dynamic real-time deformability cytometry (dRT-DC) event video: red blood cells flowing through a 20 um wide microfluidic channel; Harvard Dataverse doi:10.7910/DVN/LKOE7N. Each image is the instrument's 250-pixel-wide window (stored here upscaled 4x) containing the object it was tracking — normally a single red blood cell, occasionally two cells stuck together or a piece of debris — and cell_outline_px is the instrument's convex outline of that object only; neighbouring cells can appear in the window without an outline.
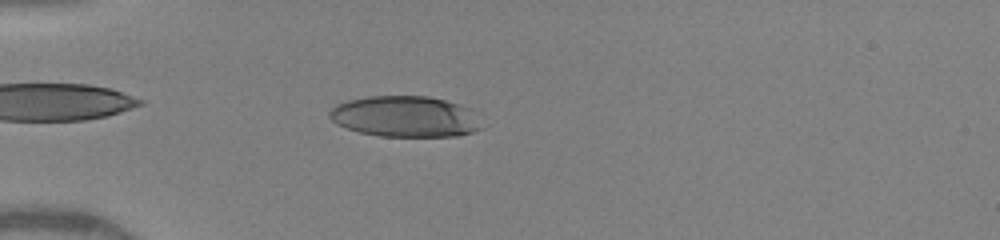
{"species": "human", "species_latin": "Homo sapiens", "temperature_condition": "warm", "stored_images_in_passage": 50, "camera_frame_rate_fps": 3000, "um_per_image_px": 0.085, "donor": {"sex": "female"}, "frame": {"image": 1, "passage_image": 15, "time_ms": 4.667, "image_size_px": [1000, 240], "cell_outline_px": [[480, 128], [472, 132], [456, 136], [380, 136], [360, 132], [336, 124], [328, 116], [328, 112], [336, 104], [348, 100], [368, 96], [428, 96], [460, 104], [468, 108]], "centroid_in_image_um": [34.35, 9.9], "position_along_channel_um": 50.7, "area_um2": 35.84}}
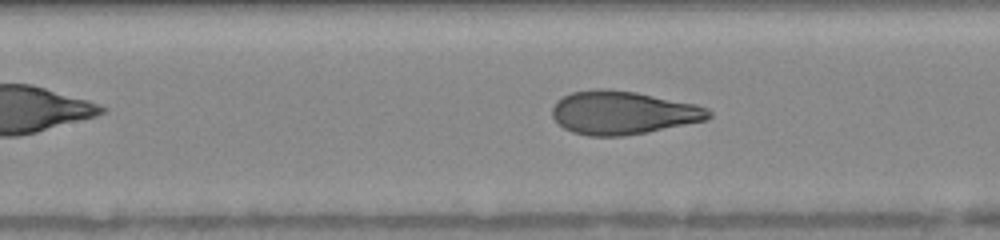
{"frame": {"image": 2, "passage_image": 24, "time_ms": 7.667, "image_size_px": [1000, 240], "cell_outline_px": [[712, 116], [708, 120], [648, 132], [624, 136], [588, 136], [572, 132], [564, 128], [552, 116], [552, 108], [556, 100], [572, 92], [596, 88], [604, 88], [636, 92], [696, 104], [708, 108], [712, 112]], "centroid_in_image_um": [52.96, 9.58], "position_along_channel_um": 154.4, "area_um2": 39.77}}
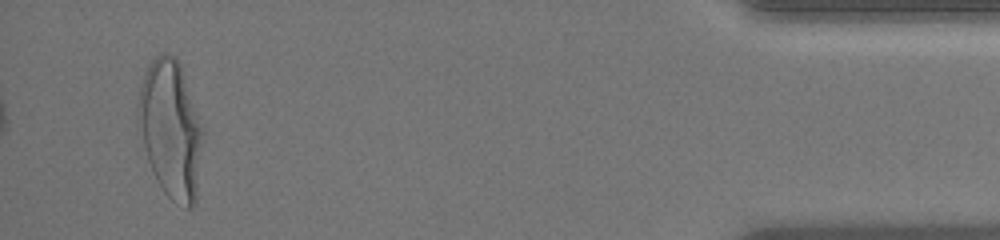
{"frame": {"image": 3, "passage_image": 48, "time_ms": 15.667, "image_size_px": [1000, 240], "cell_outline_px": [[204, 132], [196, 204], [188, 208], [172, 200], [164, 192], [156, 180], [148, 160], [144, 148], [136, 116], [136, 108], [140, 88], [148, 64], [152, 56], [160, 52], [168, 52], [176, 56], [180, 64]], "centroid_in_image_um": [14.5, 10.95], "position_along_channel_um": 420.7, "area_um2": 52.25}, "authors_computed_cell_mechanics": {"area_um2": 39.4774, "velocity_mm_per_s": 4.1043, "shape_relaxation_time_tau1_ms": 4.0924, "shape_relaxation_time_tau2_ms": null, "deformation_change_tau1": 0.2299, "deformation_change_tau2": null}}